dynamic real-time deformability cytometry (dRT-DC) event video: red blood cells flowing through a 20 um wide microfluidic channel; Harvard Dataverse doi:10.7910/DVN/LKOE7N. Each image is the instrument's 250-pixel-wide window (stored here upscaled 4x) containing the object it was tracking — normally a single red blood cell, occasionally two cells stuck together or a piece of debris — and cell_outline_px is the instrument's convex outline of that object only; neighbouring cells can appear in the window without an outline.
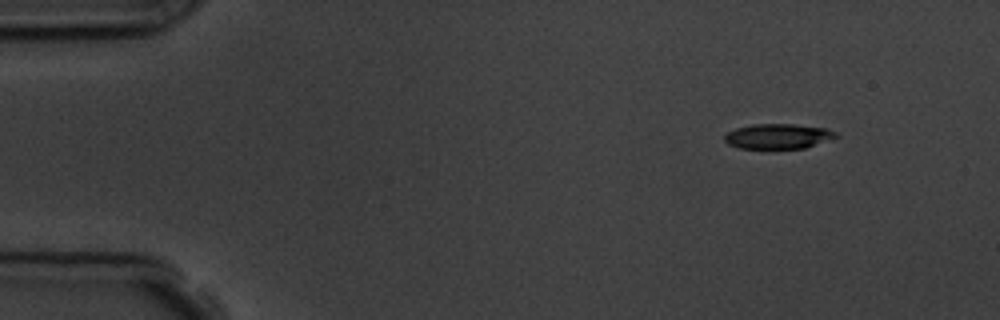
{"species": "common noctule bat (a hibernating species)", "species_latin": "Nyctalus noctula", "temperature_condition": "room temperature", "stored_images_in_passage": 4, "camera_frame_rate_fps": 3000, "um_per_image_px": 0.085, "animal": {"sex": "male", "body_mass_g": 19.5, "forearm_length_mm": 54.6}, "frame": {"image": 1, "passage_image": 1, "time_ms": 0.0, "image_size_px": [1000, 320], "cell_outline_px": [[840, 136], [804, 148], [740, 148], [728, 144], [724, 140], [724, 136], [728, 132], [736, 128], [752, 124], [792, 124], [828, 128], [836, 132]], "centroid_in_image_um": [66.15, 11.57], "position_along_channel_um": 18.9, "area_um2": 16.18}}
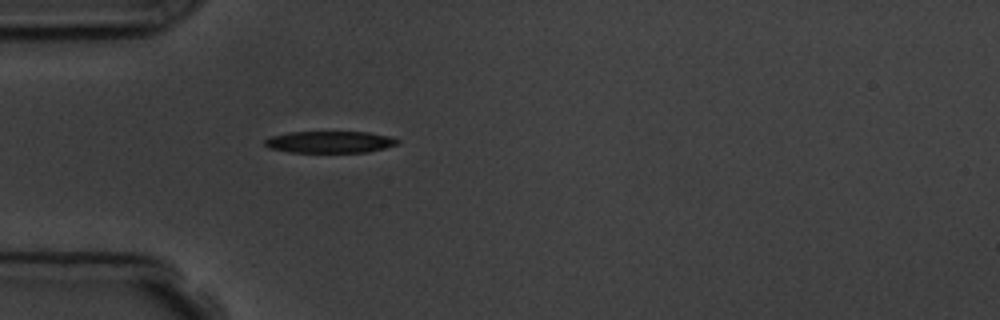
{"frame": {"image": 2, "passage_image": 4, "time_ms": 3.333, "image_size_px": [1000, 320], "cell_outline_px": [[400, 140], [396, 144], [384, 148], [368, 152], [288, 152], [268, 148], [264, 144], [264, 140], [272, 136], [288, 132], [368, 132], [392, 136]], "centroid_in_image_um": [28.03, 12.07], "position_along_channel_um": 57.0, "area_um2": 16.88}}